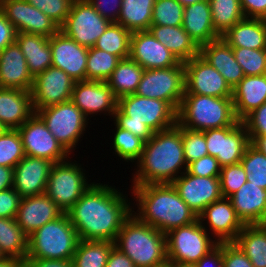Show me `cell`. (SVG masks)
<instances>
[{"label": "cell", "mask_w": 266, "mask_h": 267, "mask_svg": "<svg viewBox=\"0 0 266 267\" xmlns=\"http://www.w3.org/2000/svg\"><path fill=\"white\" fill-rule=\"evenodd\" d=\"M93 183L66 212L80 240L115 242L123 223L134 210L122 192Z\"/></svg>", "instance_id": "obj_1"}, {"label": "cell", "mask_w": 266, "mask_h": 267, "mask_svg": "<svg viewBox=\"0 0 266 267\" xmlns=\"http://www.w3.org/2000/svg\"><path fill=\"white\" fill-rule=\"evenodd\" d=\"M137 167L132 187L172 183L187 171L188 165L182 145V126L177 123L167 130L154 132L144 144Z\"/></svg>", "instance_id": "obj_2"}, {"label": "cell", "mask_w": 266, "mask_h": 267, "mask_svg": "<svg viewBox=\"0 0 266 267\" xmlns=\"http://www.w3.org/2000/svg\"><path fill=\"white\" fill-rule=\"evenodd\" d=\"M132 188L133 200L136 198L139 212L136 211L134 215L141 222L164 234L198 219L197 214L184 202L172 183L147 184Z\"/></svg>", "instance_id": "obj_3"}, {"label": "cell", "mask_w": 266, "mask_h": 267, "mask_svg": "<svg viewBox=\"0 0 266 267\" xmlns=\"http://www.w3.org/2000/svg\"><path fill=\"white\" fill-rule=\"evenodd\" d=\"M114 123L145 142L177 124V112L165 101L129 94L118 99Z\"/></svg>", "instance_id": "obj_4"}, {"label": "cell", "mask_w": 266, "mask_h": 267, "mask_svg": "<svg viewBox=\"0 0 266 267\" xmlns=\"http://www.w3.org/2000/svg\"><path fill=\"white\" fill-rule=\"evenodd\" d=\"M115 247L136 267H163L167 264L165 234L141 222L133 213L118 232Z\"/></svg>", "instance_id": "obj_5"}, {"label": "cell", "mask_w": 266, "mask_h": 267, "mask_svg": "<svg viewBox=\"0 0 266 267\" xmlns=\"http://www.w3.org/2000/svg\"><path fill=\"white\" fill-rule=\"evenodd\" d=\"M238 122L232 97L184 94L177 111V123L192 130L219 129Z\"/></svg>", "instance_id": "obj_6"}, {"label": "cell", "mask_w": 266, "mask_h": 267, "mask_svg": "<svg viewBox=\"0 0 266 267\" xmlns=\"http://www.w3.org/2000/svg\"><path fill=\"white\" fill-rule=\"evenodd\" d=\"M79 236L66 213L28 236L26 258L72 259Z\"/></svg>", "instance_id": "obj_7"}, {"label": "cell", "mask_w": 266, "mask_h": 267, "mask_svg": "<svg viewBox=\"0 0 266 267\" xmlns=\"http://www.w3.org/2000/svg\"><path fill=\"white\" fill-rule=\"evenodd\" d=\"M199 219L166 233L167 261L195 265L213 250L218 242L210 237V230ZM212 238V239H211Z\"/></svg>", "instance_id": "obj_8"}, {"label": "cell", "mask_w": 266, "mask_h": 267, "mask_svg": "<svg viewBox=\"0 0 266 267\" xmlns=\"http://www.w3.org/2000/svg\"><path fill=\"white\" fill-rule=\"evenodd\" d=\"M35 113L69 153L76 149L89 118L71 100L36 110Z\"/></svg>", "instance_id": "obj_9"}, {"label": "cell", "mask_w": 266, "mask_h": 267, "mask_svg": "<svg viewBox=\"0 0 266 267\" xmlns=\"http://www.w3.org/2000/svg\"><path fill=\"white\" fill-rule=\"evenodd\" d=\"M75 162L66 160L54 163L47 182L45 193L63 213H66L94 183L87 182L83 168Z\"/></svg>", "instance_id": "obj_10"}, {"label": "cell", "mask_w": 266, "mask_h": 267, "mask_svg": "<svg viewBox=\"0 0 266 267\" xmlns=\"http://www.w3.org/2000/svg\"><path fill=\"white\" fill-rule=\"evenodd\" d=\"M185 93L184 62L165 69H146L135 94L160 99L178 111Z\"/></svg>", "instance_id": "obj_11"}, {"label": "cell", "mask_w": 266, "mask_h": 267, "mask_svg": "<svg viewBox=\"0 0 266 267\" xmlns=\"http://www.w3.org/2000/svg\"><path fill=\"white\" fill-rule=\"evenodd\" d=\"M110 24L88 0H74L60 31L78 44L91 48Z\"/></svg>", "instance_id": "obj_12"}, {"label": "cell", "mask_w": 266, "mask_h": 267, "mask_svg": "<svg viewBox=\"0 0 266 267\" xmlns=\"http://www.w3.org/2000/svg\"><path fill=\"white\" fill-rule=\"evenodd\" d=\"M17 130L22 140L25 156L45 158L53 163L68 160L70 153L56 140L36 113Z\"/></svg>", "instance_id": "obj_13"}, {"label": "cell", "mask_w": 266, "mask_h": 267, "mask_svg": "<svg viewBox=\"0 0 266 267\" xmlns=\"http://www.w3.org/2000/svg\"><path fill=\"white\" fill-rule=\"evenodd\" d=\"M208 155L214 156L221 167L239 163L250 144L245 125H236L204 131Z\"/></svg>", "instance_id": "obj_14"}, {"label": "cell", "mask_w": 266, "mask_h": 267, "mask_svg": "<svg viewBox=\"0 0 266 267\" xmlns=\"http://www.w3.org/2000/svg\"><path fill=\"white\" fill-rule=\"evenodd\" d=\"M75 82L66 72L54 66L37 74L31 90L34 110L71 100Z\"/></svg>", "instance_id": "obj_15"}, {"label": "cell", "mask_w": 266, "mask_h": 267, "mask_svg": "<svg viewBox=\"0 0 266 267\" xmlns=\"http://www.w3.org/2000/svg\"><path fill=\"white\" fill-rule=\"evenodd\" d=\"M185 93L212 97H232L224 77L200 55L184 62Z\"/></svg>", "instance_id": "obj_16"}, {"label": "cell", "mask_w": 266, "mask_h": 267, "mask_svg": "<svg viewBox=\"0 0 266 267\" xmlns=\"http://www.w3.org/2000/svg\"><path fill=\"white\" fill-rule=\"evenodd\" d=\"M0 10L17 33L24 32L50 38L60 30L51 18L26 0H0Z\"/></svg>", "instance_id": "obj_17"}, {"label": "cell", "mask_w": 266, "mask_h": 267, "mask_svg": "<svg viewBox=\"0 0 266 267\" xmlns=\"http://www.w3.org/2000/svg\"><path fill=\"white\" fill-rule=\"evenodd\" d=\"M172 185L197 216L208 205L223 197L219 177H199L185 171Z\"/></svg>", "instance_id": "obj_18"}, {"label": "cell", "mask_w": 266, "mask_h": 267, "mask_svg": "<svg viewBox=\"0 0 266 267\" xmlns=\"http://www.w3.org/2000/svg\"><path fill=\"white\" fill-rule=\"evenodd\" d=\"M71 101L85 114L108 112L114 116L118 108V98L106 82L82 80L76 81L72 91Z\"/></svg>", "instance_id": "obj_19"}, {"label": "cell", "mask_w": 266, "mask_h": 267, "mask_svg": "<svg viewBox=\"0 0 266 267\" xmlns=\"http://www.w3.org/2000/svg\"><path fill=\"white\" fill-rule=\"evenodd\" d=\"M52 66L66 72L75 81L86 80L88 49L66 36L62 31L49 38Z\"/></svg>", "instance_id": "obj_20"}, {"label": "cell", "mask_w": 266, "mask_h": 267, "mask_svg": "<svg viewBox=\"0 0 266 267\" xmlns=\"http://www.w3.org/2000/svg\"><path fill=\"white\" fill-rule=\"evenodd\" d=\"M129 57L144 70L165 69L177 66L180 61L148 31H137L131 34Z\"/></svg>", "instance_id": "obj_21"}, {"label": "cell", "mask_w": 266, "mask_h": 267, "mask_svg": "<svg viewBox=\"0 0 266 267\" xmlns=\"http://www.w3.org/2000/svg\"><path fill=\"white\" fill-rule=\"evenodd\" d=\"M198 219L202 224L207 221V226L210 227L208 229L218 243L233 242L245 226L228 197H222L208 205L198 215Z\"/></svg>", "instance_id": "obj_22"}, {"label": "cell", "mask_w": 266, "mask_h": 267, "mask_svg": "<svg viewBox=\"0 0 266 267\" xmlns=\"http://www.w3.org/2000/svg\"><path fill=\"white\" fill-rule=\"evenodd\" d=\"M53 164L45 158L25 156L14 167L13 188L22 198L45 193Z\"/></svg>", "instance_id": "obj_23"}, {"label": "cell", "mask_w": 266, "mask_h": 267, "mask_svg": "<svg viewBox=\"0 0 266 267\" xmlns=\"http://www.w3.org/2000/svg\"><path fill=\"white\" fill-rule=\"evenodd\" d=\"M63 211L46 193L21 199L16 214L17 224L29 236L47 222L60 217Z\"/></svg>", "instance_id": "obj_24"}, {"label": "cell", "mask_w": 266, "mask_h": 267, "mask_svg": "<svg viewBox=\"0 0 266 267\" xmlns=\"http://www.w3.org/2000/svg\"><path fill=\"white\" fill-rule=\"evenodd\" d=\"M34 77L17 42L0 52V87L31 91Z\"/></svg>", "instance_id": "obj_25"}, {"label": "cell", "mask_w": 266, "mask_h": 267, "mask_svg": "<svg viewBox=\"0 0 266 267\" xmlns=\"http://www.w3.org/2000/svg\"><path fill=\"white\" fill-rule=\"evenodd\" d=\"M199 55L224 77L231 89L245 77L232 47L222 37L200 46Z\"/></svg>", "instance_id": "obj_26"}, {"label": "cell", "mask_w": 266, "mask_h": 267, "mask_svg": "<svg viewBox=\"0 0 266 267\" xmlns=\"http://www.w3.org/2000/svg\"><path fill=\"white\" fill-rule=\"evenodd\" d=\"M228 198L245 225L266 224L265 189L247 181Z\"/></svg>", "instance_id": "obj_27"}, {"label": "cell", "mask_w": 266, "mask_h": 267, "mask_svg": "<svg viewBox=\"0 0 266 267\" xmlns=\"http://www.w3.org/2000/svg\"><path fill=\"white\" fill-rule=\"evenodd\" d=\"M34 113L31 91L0 87V121L7 129H18Z\"/></svg>", "instance_id": "obj_28"}, {"label": "cell", "mask_w": 266, "mask_h": 267, "mask_svg": "<svg viewBox=\"0 0 266 267\" xmlns=\"http://www.w3.org/2000/svg\"><path fill=\"white\" fill-rule=\"evenodd\" d=\"M208 0L184 7L182 27L200 47L221 37L214 29Z\"/></svg>", "instance_id": "obj_29"}, {"label": "cell", "mask_w": 266, "mask_h": 267, "mask_svg": "<svg viewBox=\"0 0 266 267\" xmlns=\"http://www.w3.org/2000/svg\"><path fill=\"white\" fill-rule=\"evenodd\" d=\"M235 116L242 121L249 113L266 102V74L245 76L233 89Z\"/></svg>", "instance_id": "obj_30"}, {"label": "cell", "mask_w": 266, "mask_h": 267, "mask_svg": "<svg viewBox=\"0 0 266 267\" xmlns=\"http://www.w3.org/2000/svg\"><path fill=\"white\" fill-rule=\"evenodd\" d=\"M15 41L24 54L33 77L52 66V51L48 37L20 32L16 34Z\"/></svg>", "instance_id": "obj_31"}, {"label": "cell", "mask_w": 266, "mask_h": 267, "mask_svg": "<svg viewBox=\"0 0 266 267\" xmlns=\"http://www.w3.org/2000/svg\"><path fill=\"white\" fill-rule=\"evenodd\" d=\"M221 37L231 47L266 49V20L244 18Z\"/></svg>", "instance_id": "obj_32"}, {"label": "cell", "mask_w": 266, "mask_h": 267, "mask_svg": "<svg viewBox=\"0 0 266 267\" xmlns=\"http://www.w3.org/2000/svg\"><path fill=\"white\" fill-rule=\"evenodd\" d=\"M149 31L170 50L180 62H186L199 55L200 47L182 26L151 25Z\"/></svg>", "instance_id": "obj_33"}, {"label": "cell", "mask_w": 266, "mask_h": 267, "mask_svg": "<svg viewBox=\"0 0 266 267\" xmlns=\"http://www.w3.org/2000/svg\"><path fill=\"white\" fill-rule=\"evenodd\" d=\"M233 242L254 267H266V224L245 225Z\"/></svg>", "instance_id": "obj_34"}, {"label": "cell", "mask_w": 266, "mask_h": 267, "mask_svg": "<svg viewBox=\"0 0 266 267\" xmlns=\"http://www.w3.org/2000/svg\"><path fill=\"white\" fill-rule=\"evenodd\" d=\"M144 69L130 57L121 59L106 83L119 99L122 96L135 94L143 76Z\"/></svg>", "instance_id": "obj_35"}, {"label": "cell", "mask_w": 266, "mask_h": 267, "mask_svg": "<svg viewBox=\"0 0 266 267\" xmlns=\"http://www.w3.org/2000/svg\"><path fill=\"white\" fill-rule=\"evenodd\" d=\"M155 0H122L118 24L131 33L148 31Z\"/></svg>", "instance_id": "obj_36"}, {"label": "cell", "mask_w": 266, "mask_h": 267, "mask_svg": "<svg viewBox=\"0 0 266 267\" xmlns=\"http://www.w3.org/2000/svg\"><path fill=\"white\" fill-rule=\"evenodd\" d=\"M0 251L5 257L25 260L28 253V235L15 218H0Z\"/></svg>", "instance_id": "obj_37"}, {"label": "cell", "mask_w": 266, "mask_h": 267, "mask_svg": "<svg viewBox=\"0 0 266 267\" xmlns=\"http://www.w3.org/2000/svg\"><path fill=\"white\" fill-rule=\"evenodd\" d=\"M115 242L79 240L73 255L74 267H105Z\"/></svg>", "instance_id": "obj_38"}, {"label": "cell", "mask_w": 266, "mask_h": 267, "mask_svg": "<svg viewBox=\"0 0 266 267\" xmlns=\"http://www.w3.org/2000/svg\"><path fill=\"white\" fill-rule=\"evenodd\" d=\"M208 1L211 8L214 29L220 36L245 18L240 0Z\"/></svg>", "instance_id": "obj_39"}, {"label": "cell", "mask_w": 266, "mask_h": 267, "mask_svg": "<svg viewBox=\"0 0 266 267\" xmlns=\"http://www.w3.org/2000/svg\"><path fill=\"white\" fill-rule=\"evenodd\" d=\"M131 34L121 24L111 23L97 39L94 47L118 56L120 59L128 58Z\"/></svg>", "instance_id": "obj_40"}, {"label": "cell", "mask_w": 266, "mask_h": 267, "mask_svg": "<svg viewBox=\"0 0 266 267\" xmlns=\"http://www.w3.org/2000/svg\"><path fill=\"white\" fill-rule=\"evenodd\" d=\"M120 58L106 51L88 49L86 80L106 82L120 62Z\"/></svg>", "instance_id": "obj_41"}, {"label": "cell", "mask_w": 266, "mask_h": 267, "mask_svg": "<svg viewBox=\"0 0 266 267\" xmlns=\"http://www.w3.org/2000/svg\"><path fill=\"white\" fill-rule=\"evenodd\" d=\"M115 130L113 137V149L115 155L119 156L120 159H124L126 162L137 161L144 149L145 141L138 136H135L132 132L121 129L115 123Z\"/></svg>", "instance_id": "obj_42"}, {"label": "cell", "mask_w": 266, "mask_h": 267, "mask_svg": "<svg viewBox=\"0 0 266 267\" xmlns=\"http://www.w3.org/2000/svg\"><path fill=\"white\" fill-rule=\"evenodd\" d=\"M240 163L247 175V181L266 190V155L250 143Z\"/></svg>", "instance_id": "obj_43"}, {"label": "cell", "mask_w": 266, "mask_h": 267, "mask_svg": "<svg viewBox=\"0 0 266 267\" xmlns=\"http://www.w3.org/2000/svg\"><path fill=\"white\" fill-rule=\"evenodd\" d=\"M25 157L17 129H7L0 135V166L13 168Z\"/></svg>", "instance_id": "obj_44"}, {"label": "cell", "mask_w": 266, "mask_h": 267, "mask_svg": "<svg viewBox=\"0 0 266 267\" xmlns=\"http://www.w3.org/2000/svg\"><path fill=\"white\" fill-rule=\"evenodd\" d=\"M184 6L177 0H155L151 25L182 26Z\"/></svg>", "instance_id": "obj_45"}, {"label": "cell", "mask_w": 266, "mask_h": 267, "mask_svg": "<svg viewBox=\"0 0 266 267\" xmlns=\"http://www.w3.org/2000/svg\"><path fill=\"white\" fill-rule=\"evenodd\" d=\"M232 50L245 76L266 74V49L232 47Z\"/></svg>", "instance_id": "obj_46"}, {"label": "cell", "mask_w": 266, "mask_h": 267, "mask_svg": "<svg viewBox=\"0 0 266 267\" xmlns=\"http://www.w3.org/2000/svg\"><path fill=\"white\" fill-rule=\"evenodd\" d=\"M182 145L187 165L208 155L204 131L182 127Z\"/></svg>", "instance_id": "obj_47"}, {"label": "cell", "mask_w": 266, "mask_h": 267, "mask_svg": "<svg viewBox=\"0 0 266 267\" xmlns=\"http://www.w3.org/2000/svg\"><path fill=\"white\" fill-rule=\"evenodd\" d=\"M219 178L223 197H230L247 182V175L240 162L221 167Z\"/></svg>", "instance_id": "obj_48"}, {"label": "cell", "mask_w": 266, "mask_h": 267, "mask_svg": "<svg viewBox=\"0 0 266 267\" xmlns=\"http://www.w3.org/2000/svg\"><path fill=\"white\" fill-rule=\"evenodd\" d=\"M46 16L51 18L59 27L68 17L74 0H26Z\"/></svg>", "instance_id": "obj_49"}, {"label": "cell", "mask_w": 266, "mask_h": 267, "mask_svg": "<svg viewBox=\"0 0 266 267\" xmlns=\"http://www.w3.org/2000/svg\"><path fill=\"white\" fill-rule=\"evenodd\" d=\"M250 143L258 137L266 136V102L249 113L243 120Z\"/></svg>", "instance_id": "obj_50"}, {"label": "cell", "mask_w": 266, "mask_h": 267, "mask_svg": "<svg viewBox=\"0 0 266 267\" xmlns=\"http://www.w3.org/2000/svg\"><path fill=\"white\" fill-rule=\"evenodd\" d=\"M221 166L218 160L211 155H206L188 164L187 172L199 177H219Z\"/></svg>", "instance_id": "obj_51"}, {"label": "cell", "mask_w": 266, "mask_h": 267, "mask_svg": "<svg viewBox=\"0 0 266 267\" xmlns=\"http://www.w3.org/2000/svg\"><path fill=\"white\" fill-rule=\"evenodd\" d=\"M223 267H254L234 242H222Z\"/></svg>", "instance_id": "obj_52"}, {"label": "cell", "mask_w": 266, "mask_h": 267, "mask_svg": "<svg viewBox=\"0 0 266 267\" xmlns=\"http://www.w3.org/2000/svg\"><path fill=\"white\" fill-rule=\"evenodd\" d=\"M21 199L14 188L0 191V218H15Z\"/></svg>", "instance_id": "obj_53"}, {"label": "cell", "mask_w": 266, "mask_h": 267, "mask_svg": "<svg viewBox=\"0 0 266 267\" xmlns=\"http://www.w3.org/2000/svg\"><path fill=\"white\" fill-rule=\"evenodd\" d=\"M95 10L111 23H117L122 0H88Z\"/></svg>", "instance_id": "obj_54"}, {"label": "cell", "mask_w": 266, "mask_h": 267, "mask_svg": "<svg viewBox=\"0 0 266 267\" xmlns=\"http://www.w3.org/2000/svg\"><path fill=\"white\" fill-rule=\"evenodd\" d=\"M245 18L266 20V0H240Z\"/></svg>", "instance_id": "obj_55"}, {"label": "cell", "mask_w": 266, "mask_h": 267, "mask_svg": "<svg viewBox=\"0 0 266 267\" xmlns=\"http://www.w3.org/2000/svg\"><path fill=\"white\" fill-rule=\"evenodd\" d=\"M16 29L0 10V52L16 40Z\"/></svg>", "instance_id": "obj_56"}, {"label": "cell", "mask_w": 266, "mask_h": 267, "mask_svg": "<svg viewBox=\"0 0 266 267\" xmlns=\"http://www.w3.org/2000/svg\"><path fill=\"white\" fill-rule=\"evenodd\" d=\"M24 267H74L72 259L26 258Z\"/></svg>", "instance_id": "obj_57"}, {"label": "cell", "mask_w": 266, "mask_h": 267, "mask_svg": "<svg viewBox=\"0 0 266 267\" xmlns=\"http://www.w3.org/2000/svg\"><path fill=\"white\" fill-rule=\"evenodd\" d=\"M195 267H223L222 258V242L211 250L208 254L202 257L195 265Z\"/></svg>", "instance_id": "obj_58"}, {"label": "cell", "mask_w": 266, "mask_h": 267, "mask_svg": "<svg viewBox=\"0 0 266 267\" xmlns=\"http://www.w3.org/2000/svg\"><path fill=\"white\" fill-rule=\"evenodd\" d=\"M105 267H136V265L126 254L114 246L109 253Z\"/></svg>", "instance_id": "obj_59"}, {"label": "cell", "mask_w": 266, "mask_h": 267, "mask_svg": "<svg viewBox=\"0 0 266 267\" xmlns=\"http://www.w3.org/2000/svg\"><path fill=\"white\" fill-rule=\"evenodd\" d=\"M14 169L0 166V191L13 188Z\"/></svg>", "instance_id": "obj_60"}, {"label": "cell", "mask_w": 266, "mask_h": 267, "mask_svg": "<svg viewBox=\"0 0 266 267\" xmlns=\"http://www.w3.org/2000/svg\"><path fill=\"white\" fill-rule=\"evenodd\" d=\"M0 267H24V261L13 257H5L0 261Z\"/></svg>", "instance_id": "obj_61"}, {"label": "cell", "mask_w": 266, "mask_h": 267, "mask_svg": "<svg viewBox=\"0 0 266 267\" xmlns=\"http://www.w3.org/2000/svg\"><path fill=\"white\" fill-rule=\"evenodd\" d=\"M252 144L266 155V136L258 137Z\"/></svg>", "instance_id": "obj_62"}, {"label": "cell", "mask_w": 266, "mask_h": 267, "mask_svg": "<svg viewBox=\"0 0 266 267\" xmlns=\"http://www.w3.org/2000/svg\"><path fill=\"white\" fill-rule=\"evenodd\" d=\"M166 267H195V266L192 264L173 263L167 261Z\"/></svg>", "instance_id": "obj_63"}, {"label": "cell", "mask_w": 266, "mask_h": 267, "mask_svg": "<svg viewBox=\"0 0 266 267\" xmlns=\"http://www.w3.org/2000/svg\"><path fill=\"white\" fill-rule=\"evenodd\" d=\"M181 5H183L184 7L185 6H188V5H191L193 3H196V2H200L202 0H177Z\"/></svg>", "instance_id": "obj_64"}, {"label": "cell", "mask_w": 266, "mask_h": 267, "mask_svg": "<svg viewBox=\"0 0 266 267\" xmlns=\"http://www.w3.org/2000/svg\"><path fill=\"white\" fill-rule=\"evenodd\" d=\"M6 130H7V128L0 121V135H2Z\"/></svg>", "instance_id": "obj_65"}, {"label": "cell", "mask_w": 266, "mask_h": 267, "mask_svg": "<svg viewBox=\"0 0 266 267\" xmlns=\"http://www.w3.org/2000/svg\"><path fill=\"white\" fill-rule=\"evenodd\" d=\"M3 258H5V256L1 253V251H0V261L3 259Z\"/></svg>", "instance_id": "obj_66"}]
</instances>
